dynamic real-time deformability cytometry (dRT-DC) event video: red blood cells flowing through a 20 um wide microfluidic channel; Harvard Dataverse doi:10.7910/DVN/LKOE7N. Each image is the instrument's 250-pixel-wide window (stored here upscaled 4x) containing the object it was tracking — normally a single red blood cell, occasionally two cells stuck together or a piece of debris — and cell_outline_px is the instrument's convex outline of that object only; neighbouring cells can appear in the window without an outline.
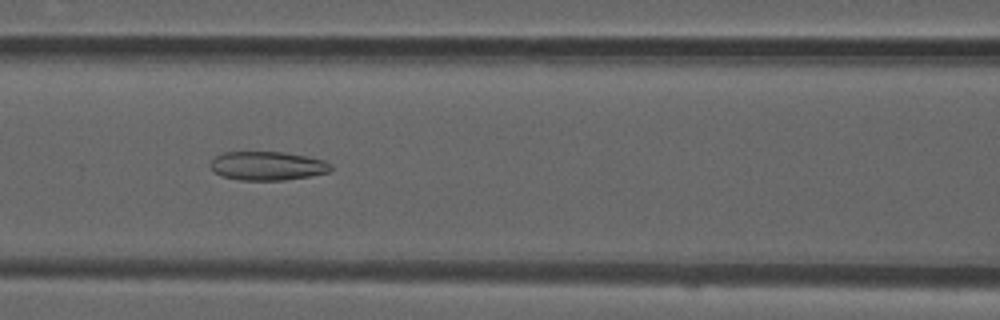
{"species": "common noctule bat (a hibernating species)", "species_latin": "Nyctalus noctula", "temperature_condition": "room temperature", "stored_images_in_passage": 53, "camera_frame_rate_fps": 3000, "um_per_image_px": 0.085, "animal": {"sex": "male", "forearm_length_mm": 52.5}, "frame": {"image": 1, "passage_image": 23, "time_ms": 7.333, "image_size_px": [1000, 320], "cell_outline_px": [[332, 168], [328, 172], [308, 176], [284, 180], [240, 180], [220, 176], [212, 172], [208, 164], [216, 156], [224, 152], [284, 152], [324, 160], [332, 164]], "centroid_in_image_um": [22.67, 14.1], "position_along_channel_um": 143.9, "area_um2": 20.29}}
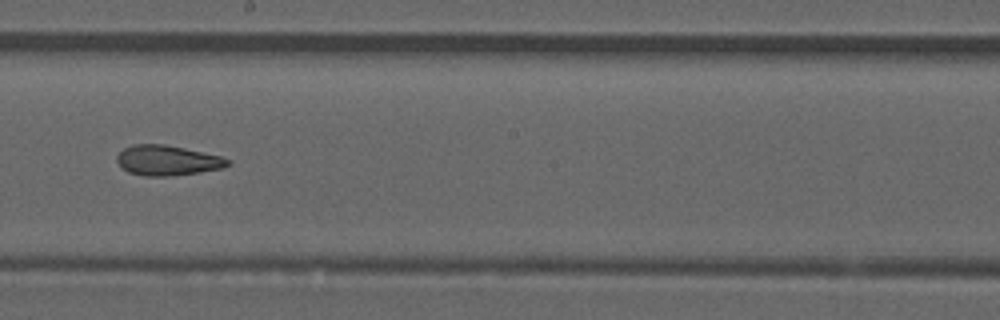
{"frame": {"image": 2, "passage_image": 30, "time_ms": 9.667, "image_size_px": [1000, 320], "cell_outline_px": [[232, 164], [224, 168], [200, 172], [168, 176], [144, 176], [128, 172], [120, 168], [116, 160], [116, 156], [124, 148], [132, 144], [164, 144], [184, 148], [220, 156], [232, 160]], "centroid_in_image_um": [14.22, 13.64], "position_along_channel_um": 234.0, "area_um2": 19.65}}
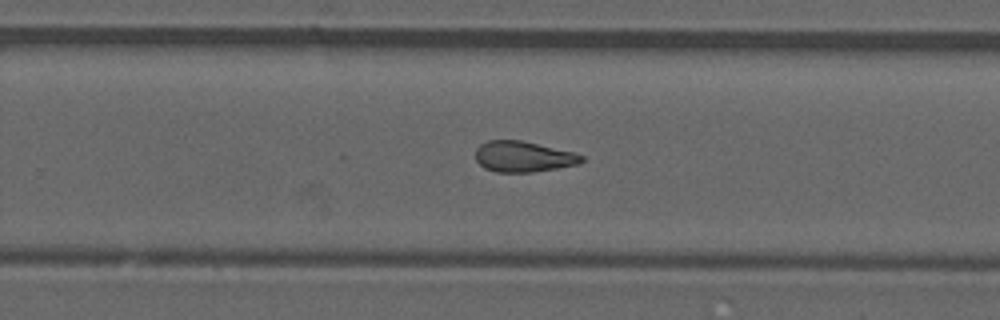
{"frame": {"image": 3, "passage_image": 34, "time_ms": 11.0, "image_size_px": [1000, 320], "cell_outline_px": [[584, 160], [580, 164], [532, 172], [496, 172], [484, 168], [476, 160], [476, 148], [480, 144], [488, 140], [520, 140], [572, 152], [584, 156]], "centroid_in_image_um": [44.46, 13.32], "position_along_channel_um": 285.3, "area_um2": 18.9}, "authors_computed_cell_mechanics": {"area_um2": 20.2878, "velocity_mm_per_s": 3.8711, "shape_relaxation_time_tau1_ms": null, "shape_relaxation_time_tau2_ms": 3.5271, "deformation_change_tau1": null, "deformation_change_tau2": 0.1306}}